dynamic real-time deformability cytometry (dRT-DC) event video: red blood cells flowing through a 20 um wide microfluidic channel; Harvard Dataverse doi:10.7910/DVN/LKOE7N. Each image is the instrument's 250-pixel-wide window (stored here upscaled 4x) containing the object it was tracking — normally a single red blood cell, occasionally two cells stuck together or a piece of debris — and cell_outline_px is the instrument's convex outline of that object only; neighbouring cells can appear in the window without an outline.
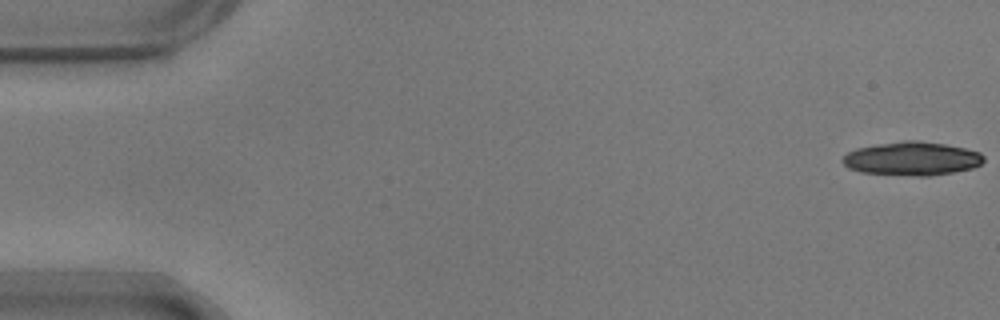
{"species": "common noctule bat (a hibernating species)", "species_latin": "Nyctalus noctula", "temperature_condition": "warm", "stored_images_in_passage": 16, "camera_frame_rate_fps": 3000, "um_per_image_px": 0.085, "animal": {"sex": "male", "body_mass_g": 17.9}, "frame": {"image": 1, "passage_image": 1, "time_ms": 0.0, "image_size_px": [1000, 320], "cell_outline_px": [[984, 160], [980, 164], [972, 168], [952, 172], [928, 176], [920, 176], [860, 172], [848, 168], [840, 160], [848, 152], [856, 148], [876, 144], [904, 140], [920, 140], [944, 144], [964, 148], [980, 152], [984, 156]], "centroid_in_image_um": [77.49, 13.47], "position_along_channel_um": 7.5, "area_um2": 27.63}}